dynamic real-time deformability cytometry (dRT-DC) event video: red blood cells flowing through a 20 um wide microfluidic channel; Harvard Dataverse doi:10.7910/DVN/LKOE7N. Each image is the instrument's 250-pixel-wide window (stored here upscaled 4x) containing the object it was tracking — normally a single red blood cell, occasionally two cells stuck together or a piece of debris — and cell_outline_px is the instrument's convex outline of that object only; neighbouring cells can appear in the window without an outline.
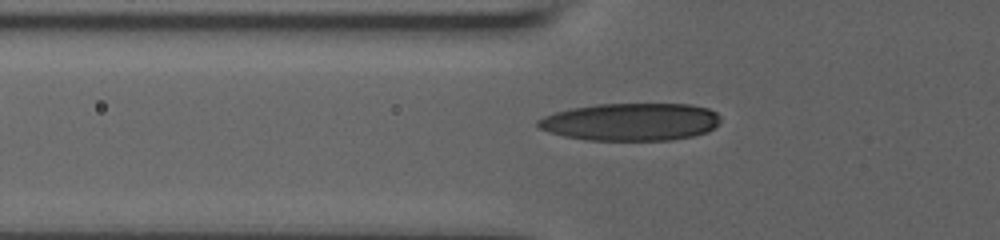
{"species": "human", "species_latin": "Homo sapiens", "temperature_condition": "room temperature", "stored_images_in_passage": 41, "camera_frame_rate_fps": 3000, "um_per_image_px": 0.085, "donor": {"sex": "male"}, "frame": {"image": 1, "passage_image": 2, "time_ms": 0.333, "image_size_px": [1000, 240], "cell_outline_px": [[720, 124], [708, 132], [692, 136], [672, 140], [588, 140], [564, 136], [548, 132], [540, 128], [536, 124], [536, 120], [544, 116], [556, 112], [572, 108], [596, 104], [688, 104], [708, 108], [716, 112], [720, 116]], "centroid_in_image_um": [53.64, 10.36], "position_along_channel_um": 72.2, "area_um2": 40.17}}
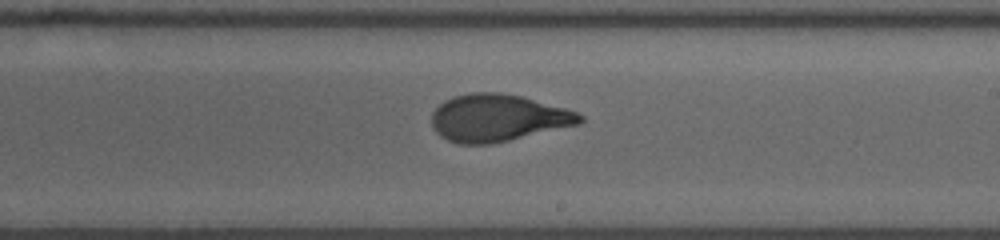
{"frame": {"image": 2, "passage_image": 20, "time_ms": 5.0, "image_size_px": [1000, 240], "cell_outline_px": [[584, 120], [580, 124], [492, 144], [460, 144], [448, 140], [440, 136], [436, 132], [432, 124], [432, 112], [444, 100], [452, 96], [468, 92], [500, 92], [524, 96], [564, 108], [576, 112], [584, 116]], "centroid_in_image_um": [42.31, 10.01], "position_along_channel_um": 246.7, "area_um2": 40.98}}
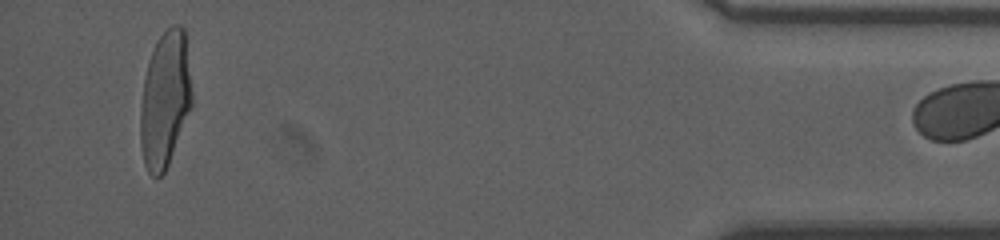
{"frame": {"image": 3, "passage_image": 40, "time_ms": 11.333, "image_size_px": [1000, 240], "cell_outline_px": [[192, 104], [168, 164], [164, 172], [156, 180], [148, 172], [144, 164], [140, 144], [140, 108], [144, 80], [148, 60], [156, 40], [172, 24], [180, 24], [184, 28], [192, 92]], "centroid_in_image_um": [14.01, 8.45], "position_along_channel_um": 421.2, "area_um2": 40.81}}